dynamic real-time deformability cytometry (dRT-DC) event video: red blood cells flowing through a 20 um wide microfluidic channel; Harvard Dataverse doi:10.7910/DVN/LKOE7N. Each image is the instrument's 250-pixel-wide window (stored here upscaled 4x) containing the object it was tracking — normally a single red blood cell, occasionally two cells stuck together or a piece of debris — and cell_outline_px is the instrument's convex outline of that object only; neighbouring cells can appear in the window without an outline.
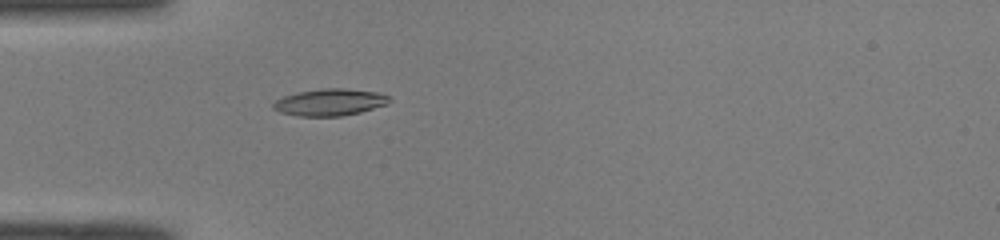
{"species": "common noctule bat (a hibernating species)", "species_latin": "Nyctalus noctula", "temperature_condition": "room temperature", "stored_images_in_passage": 40, "camera_frame_rate_fps": 3000, "um_per_image_px": 0.085, "animal": {"sex": "male", "body_mass_g": 19.0, "forearm_length_mm": 50.8}, "frame": {"image": 1, "passage_image": 5, "time_ms": 1.333, "image_size_px": [1000, 240], "cell_outline_px": [[392, 100], [388, 104], [360, 112], [340, 116], [300, 116], [280, 112], [272, 108], [272, 104], [276, 100], [284, 96], [300, 92], [324, 88], [344, 88], [376, 92], [388, 96]], "centroid_in_image_um": [28.05, 8.69], "position_along_channel_um": 57.0, "area_um2": 18.03}}
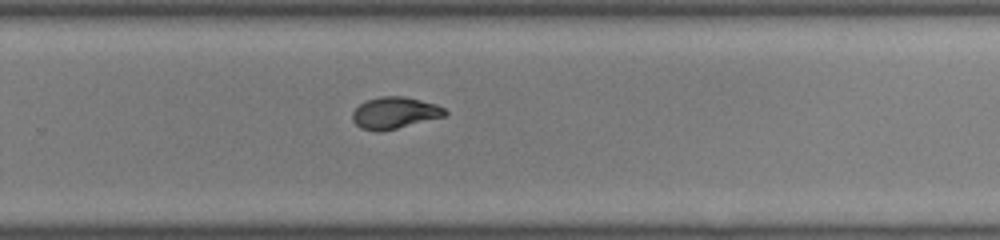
{"frame": {"image": 2, "passage_image": 23, "time_ms": 7.333, "image_size_px": [1000, 240], "cell_outline_px": [[448, 112], [444, 116], [380, 132], [376, 132], [360, 128], [352, 120], [352, 112], [360, 104], [368, 100], [380, 96], [404, 96], [436, 104], [444, 108]], "centroid_in_image_um": [33.52, 9.59], "position_along_channel_um": 296.3, "area_um2": 16.94}}
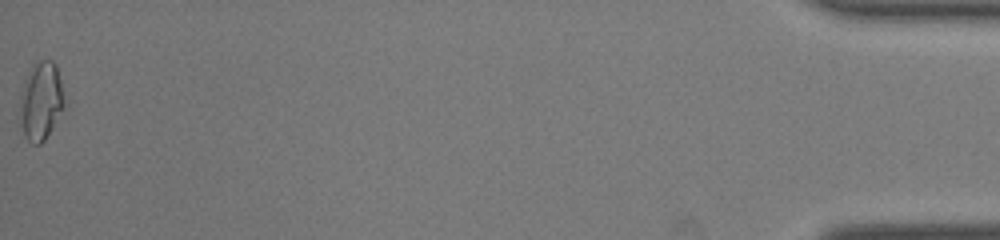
{"frame": {"image": 3, "passage_image": 40, "time_ms": 13.0, "image_size_px": [1000, 240], "cell_outline_px": [[68, 104], [44, 140], [40, 144], [32, 144], [24, 136], [20, 96], [28, 72], [32, 64], [40, 60], [52, 60], [56, 64]], "centroid_in_image_um": [3.55, 8.55], "position_along_channel_um": 431.6, "area_um2": 20.35}, "authors_computed_cell_mechanics": {"area_um2": 17.3111, "velocity_mm_per_s": 4.0905, "shape_relaxation_time_tau1_ms": 9.5332, "shape_relaxation_time_tau2_ms": 2.8402, "deformation_change_tau1": 0.2816, "deformation_change_tau2": 0.0752}}